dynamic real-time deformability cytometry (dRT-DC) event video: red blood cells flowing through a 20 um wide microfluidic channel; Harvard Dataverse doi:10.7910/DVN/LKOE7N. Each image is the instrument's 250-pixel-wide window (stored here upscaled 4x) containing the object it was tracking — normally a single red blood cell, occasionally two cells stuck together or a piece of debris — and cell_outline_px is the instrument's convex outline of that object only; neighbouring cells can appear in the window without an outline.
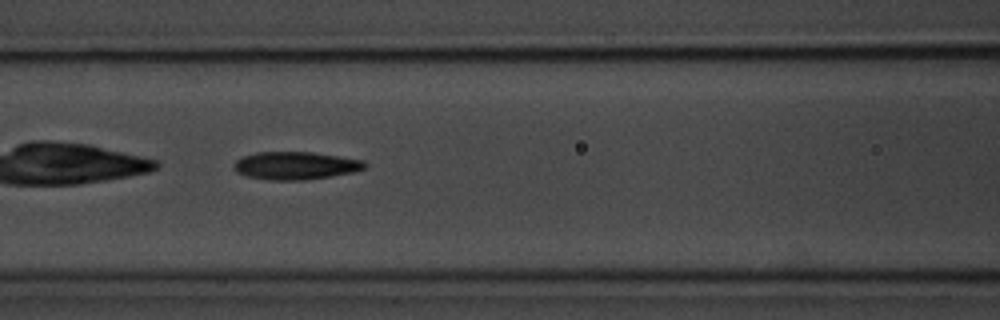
{"species": "common noctule bat (a hibernating species)", "species_latin": "Nyctalus noctula", "temperature_condition": "room temperature", "stored_images_in_passage": 41, "camera_frame_rate_fps": 3000, "um_per_image_px": 0.085, "animal": {"sex": "male", "body_mass_g": 20.1, "forearm_length_mm": 53.5}, "frame": {"image": 1, "passage_image": 12, "time_ms": 3.667, "image_size_px": [1000, 320], "cell_outline_px": [[368, 164], [364, 168], [352, 172], [304, 180], [272, 180], [248, 176], [236, 172], [232, 168], [232, 164], [236, 160], [244, 156], [256, 152], [312, 152], [364, 160]], "centroid_in_image_um": [25.09, 14.07], "position_along_channel_um": 141.5, "area_um2": 21.1}}